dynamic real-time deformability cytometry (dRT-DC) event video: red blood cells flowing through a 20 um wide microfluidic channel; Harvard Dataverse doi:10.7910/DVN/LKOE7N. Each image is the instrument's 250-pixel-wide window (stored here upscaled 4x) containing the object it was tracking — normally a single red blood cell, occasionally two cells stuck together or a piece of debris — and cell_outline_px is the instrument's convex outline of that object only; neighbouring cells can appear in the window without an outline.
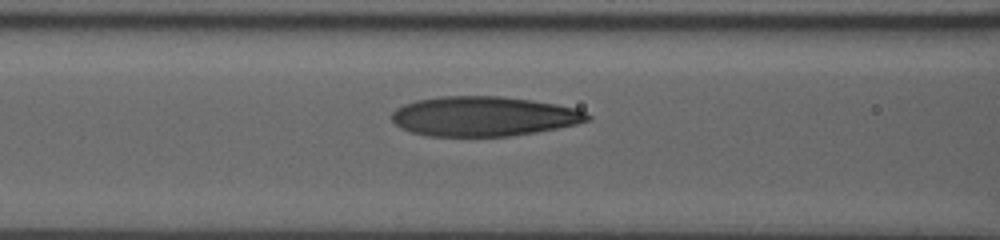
{"species": "human", "species_latin": "Homo sapiens", "temperature_condition": "room temperature", "stored_images_in_passage": 8, "camera_frame_rate_fps": 3000, "um_per_image_px": 0.085, "donor": {"sex": "male"}, "frame": {"image": 1, "passage_image": 7, "time_ms": 2.0, "image_size_px": [1000, 240], "cell_outline_px": [[592, 120], [576, 124], [536, 132], [512, 136], [428, 136], [412, 132], [400, 128], [392, 120], [392, 112], [396, 108], [404, 104], [416, 100], [440, 96], [500, 96], [532, 100], [556, 104], [576, 108], [592, 116]], "centroid_in_image_um": [41.11, 9.88], "position_along_channel_um": 125.5, "area_um2": 45.43}}